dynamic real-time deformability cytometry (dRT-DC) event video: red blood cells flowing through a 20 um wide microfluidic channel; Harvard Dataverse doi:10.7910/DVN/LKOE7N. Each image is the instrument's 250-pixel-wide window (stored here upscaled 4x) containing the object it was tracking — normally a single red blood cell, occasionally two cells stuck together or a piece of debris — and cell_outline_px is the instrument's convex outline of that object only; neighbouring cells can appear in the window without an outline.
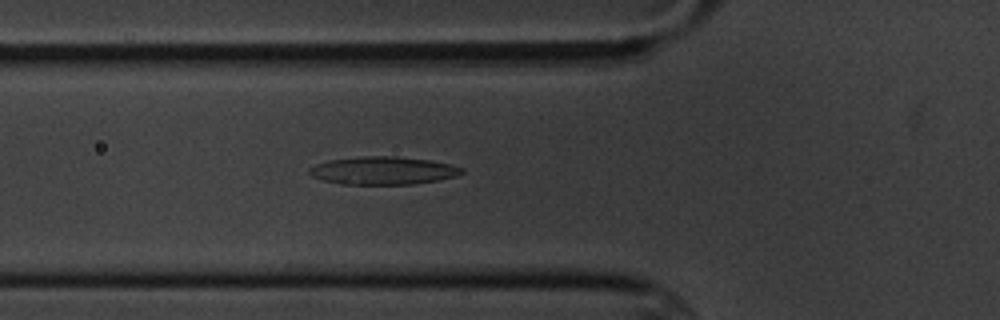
{"species": "common noctule bat (a hibernating species)", "species_latin": "Nyctalus noctula", "temperature_condition": "cold", "stored_images_in_passage": 4, "camera_frame_rate_fps": 3000, "um_per_image_px": 0.085, "animal": {"sex": "male", "body_mass_g": 20.1, "forearm_length_mm": 53.5}, "frame": {"image": 1, "passage_image": 4, "time_ms": 4.333, "image_size_px": [1000, 320], "cell_outline_px": [[464, 172], [456, 176], [440, 180], [412, 184], [344, 184], [320, 180], [312, 176], [308, 172], [308, 168], [316, 164], [328, 160], [360, 156], [396, 156], [432, 160], [452, 164], [464, 168]], "centroid_in_image_um": [32.57, 14.49], "position_along_channel_um": 93.2, "area_um2": 25.09}}